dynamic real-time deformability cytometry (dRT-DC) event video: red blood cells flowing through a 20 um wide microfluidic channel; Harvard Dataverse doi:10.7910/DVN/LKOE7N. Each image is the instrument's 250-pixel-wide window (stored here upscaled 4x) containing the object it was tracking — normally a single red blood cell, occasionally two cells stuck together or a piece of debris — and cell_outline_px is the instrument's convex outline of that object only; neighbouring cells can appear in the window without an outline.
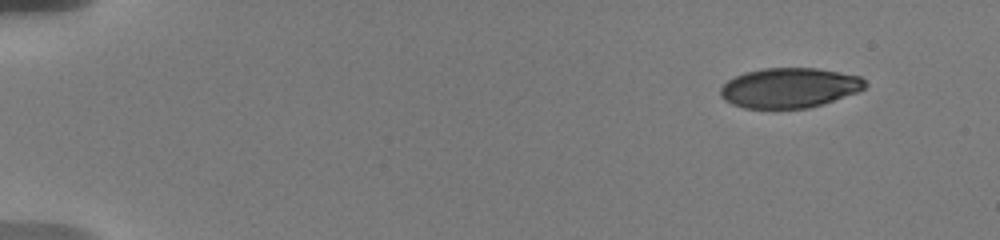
{"species": "human", "species_latin": "Homo sapiens", "temperature_condition": "warm", "stored_images_in_passage": 18, "camera_frame_rate_fps": 3000, "um_per_image_px": 0.085, "donor": {"sex": "male"}, "frame": {"image": 1, "passage_image": 1, "time_ms": 0.0, "image_size_px": [1000, 240], "cell_outline_px": [[868, 84], [864, 88], [856, 92], [824, 104], [808, 108], [744, 108], [732, 104], [724, 100], [720, 96], [720, 88], [728, 80], [744, 72], [764, 68], [816, 68], [860, 76]], "centroid_in_image_um": [67.08, 7.47], "position_along_channel_um": 17.9, "area_um2": 33.64}}
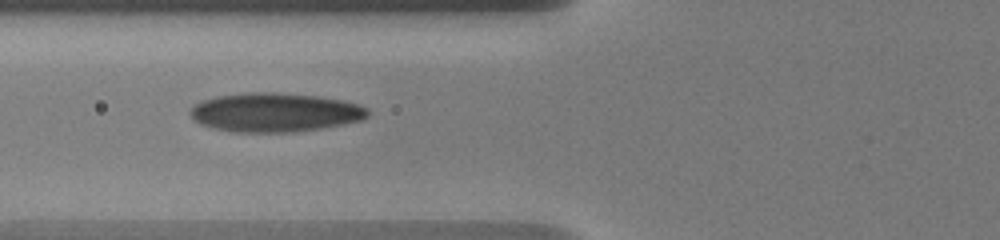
{"frame": {"image": 2, "passage_image": 11, "time_ms": 6.0, "image_size_px": [1000, 240], "cell_outline_px": [[368, 116], [360, 120], [344, 124], [320, 128], [288, 132], [232, 132], [200, 124], [192, 120], [188, 112], [200, 100], [216, 96], [252, 92], [276, 92], [320, 96], [344, 100], [368, 108]], "centroid_in_image_um": [23.34, 9.54], "position_along_channel_um": 102.5, "area_um2": 40.4}}
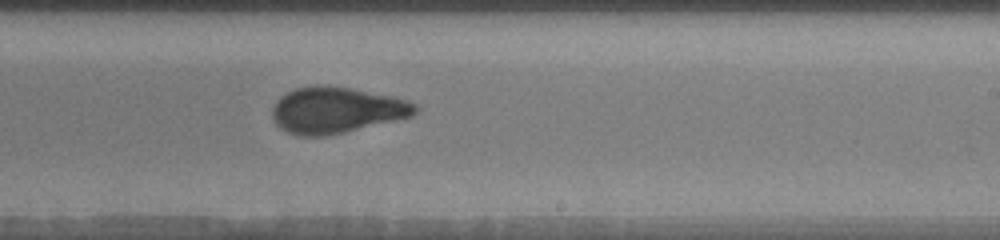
{"frame": {"image": 3, "passage_image": 18, "time_ms": 10.333, "image_size_px": [1000, 240], "cell_outline_px": [[420, 108], [412, 116], [344, 132], [324, 136], [300, 136], [288, 132], [280, 128], [276, 124], [272, 116], [272, 108], [276, 100], [280, 96], [296, 88], [316, 84], [324, 84], [348, 88], [392, 96], [408, 100], [416, 104]], "centroid_in_image_um": [28.57, 9.35], "position_along_channel_um": 260.4, "area_um2": 38.38}}